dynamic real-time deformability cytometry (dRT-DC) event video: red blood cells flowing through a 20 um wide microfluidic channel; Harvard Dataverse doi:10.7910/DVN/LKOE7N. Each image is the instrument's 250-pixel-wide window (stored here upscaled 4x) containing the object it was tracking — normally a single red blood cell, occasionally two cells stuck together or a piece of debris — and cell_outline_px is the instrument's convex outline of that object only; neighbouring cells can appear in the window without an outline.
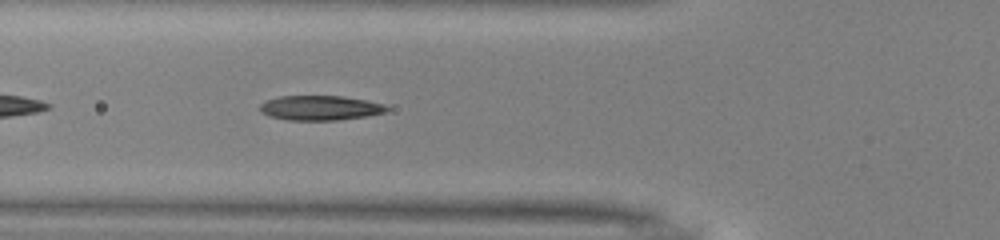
{"species": "common noctule bat (a hibernating species)", "species_latin": "Nyctalus noctula", "temperature_condition": "warm", "stored_images_in_passage": 36, "camera_frame_rate_fps": 3000, "um_per_image_px": 0.085, "animal": {"sex": "male", "body_mass_g": 13.0, "forearm_length_mm": 53.1}, "frame": {"image": 1, "passage_image": 5, "time_ms": 1.333, "image_size_px": [1000, 240], "cell_outline_px": [[388, 108], [384, 112], [368, 116], [336, 120], [288, 120], [268, 116], [260, 112], [260, 104], [264, 100], [280, 96], [344, 96], [384, 104]], "centroid_in_image_um": [27.15, 9.17], "position_along_channel_um": 98.6, "area_um2": 18.26}}
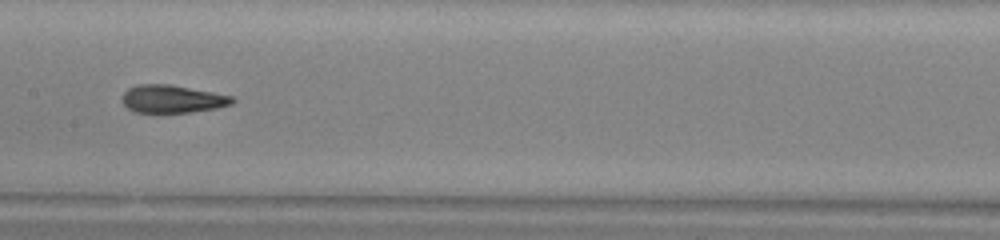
{"frame": {"image": 2, "passage_image": 12, "time_ms": 3.667, "image_size_px": [1000, 240], "cell_outline_px": [[236, 100], [232, 104], [216, 108], [188, 112], [132, 112], [120, 100], [124, 92], [128, 88], [136, 84], [168, 84], [212, 92], [232, 96]], "centroid_in_image_um": [14.6, 8.41], "position_along_channel_um": 192.8, "area_um2": 17.8}}
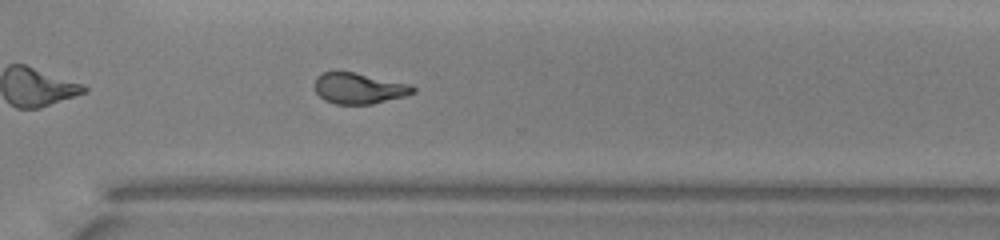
{"frame": {"image": 3, "passage_image": 23, "time_ms": 7.333, "image_size_px": [1000, 240], "cell_outline_px": [[416, 92], [404, 96], [372, 104], [336, 104], [324, 100], [316, 92], [316, 76], [324, 72], [352, 72], [412, 84], [416, 88]], "centroid_in_image_um": [30.54, 7.51], "position_along_channel_um": 340.1, "area_um2": 17.57}, "authors_computed_cell_mechanics": {"area_um2": 18.4093, "velocity_mm_per_s": 4.0284, "shape_relaxation_time_tau1_ms": 4.8631, "shape_relaxation_time_tau2_ms": 1.8593, "deformation_change_tau1": 0.2005, "deformation_change_tau2": 0.1033}}